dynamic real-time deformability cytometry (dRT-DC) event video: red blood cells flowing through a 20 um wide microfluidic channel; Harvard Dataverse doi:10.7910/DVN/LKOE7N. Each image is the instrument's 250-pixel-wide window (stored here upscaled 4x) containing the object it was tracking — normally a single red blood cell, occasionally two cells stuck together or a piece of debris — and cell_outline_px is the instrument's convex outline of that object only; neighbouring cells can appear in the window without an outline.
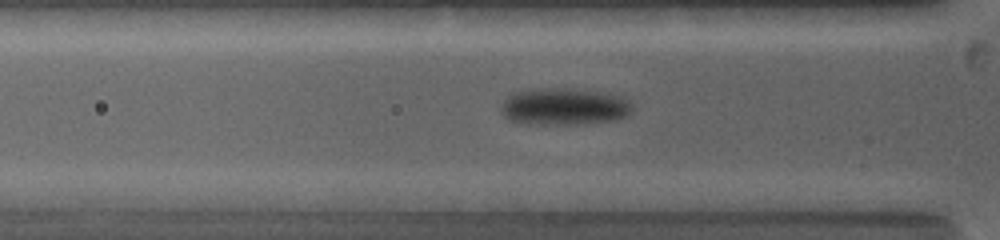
{"species": "common noctule bat (a hibernating species)", "species_latin": "Nyctalus noctula", "temperature_condition": "warm", "stored_images_in_passage": 42, "camera_frame_rate_fps": 5000, "um_per_image_px": 0.085, "animal": {"sex": "female", "body_mass_g": 19.0, "forearm_length_mm": 53.3}, "frame": {"image": 1, "passage_image": 5, "time_ms": 1.6, "image_size_px": [1000, 240], "cell_outline_px": [[632, 112], [624, 116], [612, 120], [576, 124], [540, 124], [508, 120], [500, 112], [500, 108], [504, 100], [512, 92], [528, 88], [584, 88], [624, 96], [632, 104]], "centroid_in_image_um": [47.94, 9.02], "position_along_channel_um": 77.9, "area_um2": 28.78}}
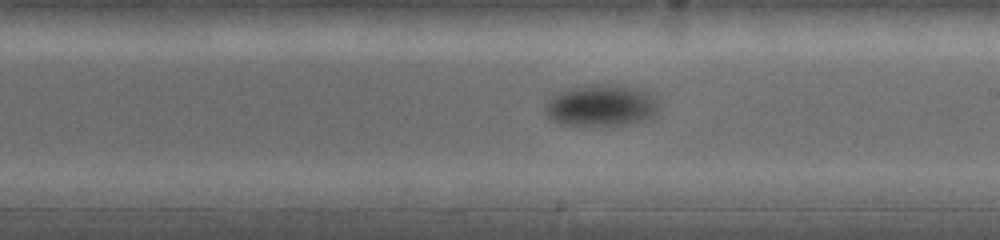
{"frame": {"image": 2, "passage_image": 23, "time_ms": 5.8, "image_size_px": [1000, 240], "cell_outline_px": [[656, 112], [652, 116], [644, 120], [624, 124], [560, 124], [552, 120], [544, 112], [544, 104], [552, 96], [564, 88], [588, 84], [624, 84], [644, 88], [656, 100]], "centroid_in_image_um": [51.06, 8.9], "position_along_channel_um": 237.9, "area_um2": 27.74}}
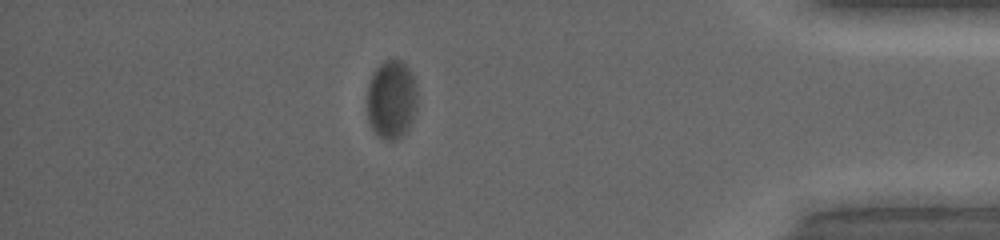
{"frame": {"image": 3, "passage_image": 38, "time_ms": 11.2, "image_size_px": [1000, 240], "cell_outline_px": [[416, 112], [408, 128], [396, 140], [388, 140], [380, 136], [372, 128], [368, 120], [368, 84], [372, 72], [384, 60], [400, 60], [408, 68], [416, 84]], "centroid_in_image_um": [33.27, 8.44], "position_along_channel_um": 401.9, "area_um2": 22.83}}